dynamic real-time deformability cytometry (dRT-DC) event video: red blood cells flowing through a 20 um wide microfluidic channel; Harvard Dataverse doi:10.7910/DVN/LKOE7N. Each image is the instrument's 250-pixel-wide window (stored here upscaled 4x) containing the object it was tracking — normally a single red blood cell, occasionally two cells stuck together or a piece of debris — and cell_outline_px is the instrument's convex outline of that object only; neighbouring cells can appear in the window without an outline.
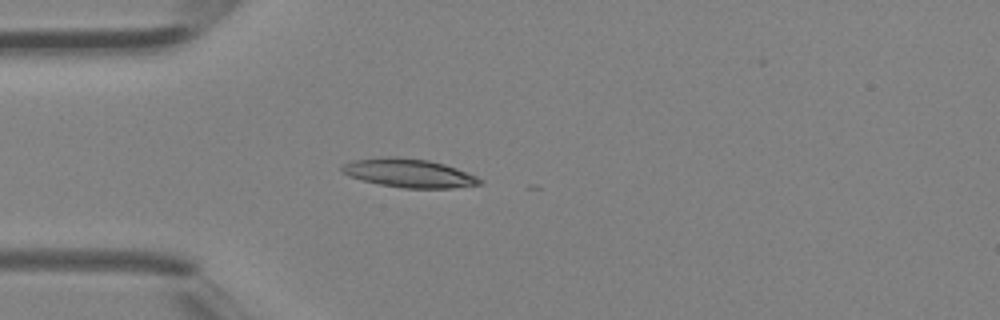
{"species": "Egyptian fruit bat (a non-hibernating species)", "species_latin": "Rousettus aegyptiacus", "temperature_condition": "room temperature", "stored_images_in_passage": 20, "camera_frame_rate_fps": 3000, "um_per_image_px": 0.085, "animal": {"sex": "female"}, "frame": {"image": 1, "passage_image": 1, "time_ms": 0.0, "image_size_px": [1000, 320], "cell_outline_px": [[484, 184], [452, 188], [404, 188], [380, 184], [348, 176], [340, 172], [340, 168], [344, 164], [352, 160], [388, 156], [396, 156], [428, 160], [444, 164], [456, 168], [476, 176], [484, 180]], "centroid_in_image_um": [34.76, 14.71], "position_along_channel_um": 50.2, "area_um2": 23.06}}
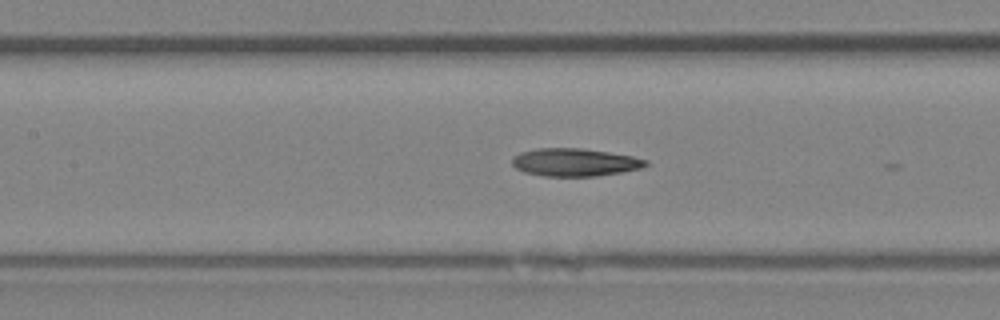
{"frame": {"image": 2, "passage_image": 8, "time_ms": 2.333, "image_size_px": [1000, 320], "cell_outline_px": [[648, 164], [644, 168], [596, 176], [544, 176], [524, 172], [516, 168], [512, 164], [512, 156], [520, 152], [536, 148], [580, 148], [608, 152], [632, 156], [648, 160]], "centroid_in_image_um": [48.84, 13.79], "position_along_channel_um": 158.6, "area_um2": 21.73}}
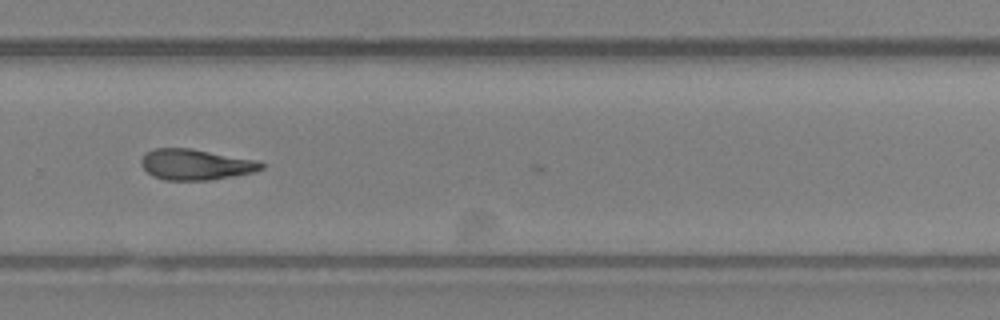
{"frame": {"image": 3, "passage_image": 17, "time_ms": 5.333, "image_size_px": [1000, 320], "cell_outline_px": [[264, 168], [252, 172], [232, 176], [208, 180], [164, 180], [152, 176], [140, 164], [140, 160], [152, 148], [188, 148], [260, 160], [264, 164]], "centroid_in_image_um": [16.64, 13.98], "position_along_channel_um": 313.2, "area_um2": 21.5}}